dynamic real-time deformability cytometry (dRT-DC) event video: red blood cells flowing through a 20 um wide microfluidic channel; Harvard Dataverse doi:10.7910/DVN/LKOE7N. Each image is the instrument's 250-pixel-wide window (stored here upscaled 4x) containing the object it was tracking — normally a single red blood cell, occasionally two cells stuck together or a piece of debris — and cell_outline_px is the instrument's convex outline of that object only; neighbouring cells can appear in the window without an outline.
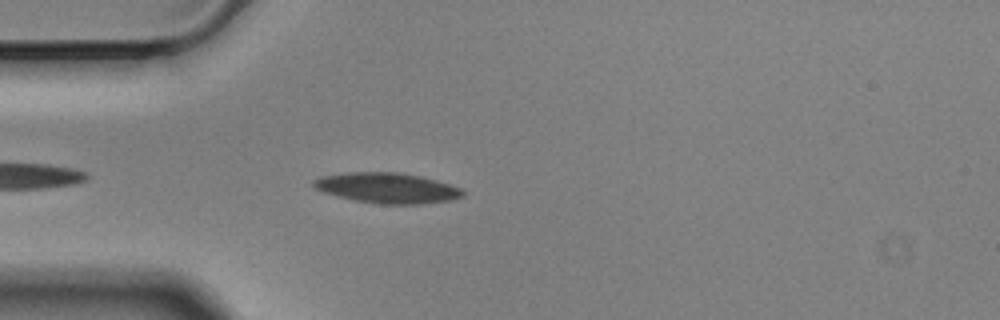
{"species": "Egyptian fruit bat (a non-hibernating species)", "species_latin": "Rousettus aegyptiacus", "temperature_condition": "cold", "stored_images_in_passage": 29, "camera_frame_rate_fps": 3000, "um_per_image_px": 0.085, "animal": {"sex": "male"}, "frame": {"image": 1, "passage_image": 4, "time_ms": 1.0, "image_size_px": [1000, 320], "cell_outline_px": [[464, 196], [452, 200], [424, 204], [380, 204], [356, 200], [336, 196], [324, 192], [316, 188], [312, 184], [312, 180], [320, 176], [348, 172], [396, 172], [420, 176], [436, 180], [460, 188], [464, 192]], "centroid_in_image_um": [32.91, 15.98], "position_along_channel_um": 52.1, "area_um2": 26.41}}
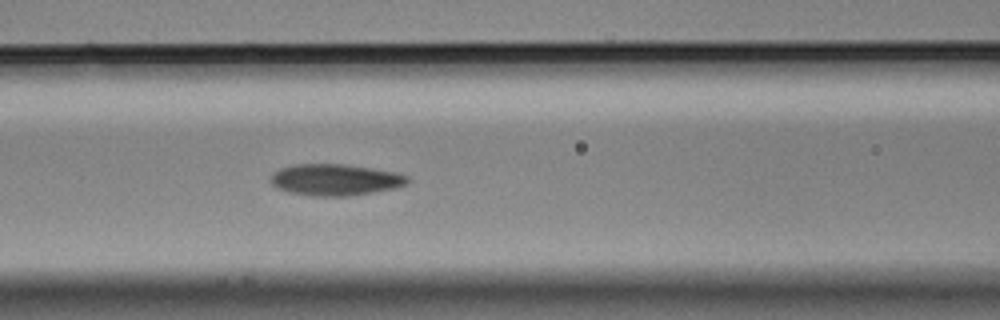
{"frame": {"image": 2, "passage_image": 12, "time_ms": 3.667, "image_size_px": [1000, 320], "cell_outline_px": [[408, 184], [396, 188], [348, 196], [312, 196], [288, 192], [276, 188], [272, 184], [272, 176], [280, 168], [296, 164], [344, 164], [372, 168], [396, 172], [408, 176]], "centroid_in_image_um": [28.52, 15.28], "position_along_channel_um": 138.1, "area_um2": 25.03}}
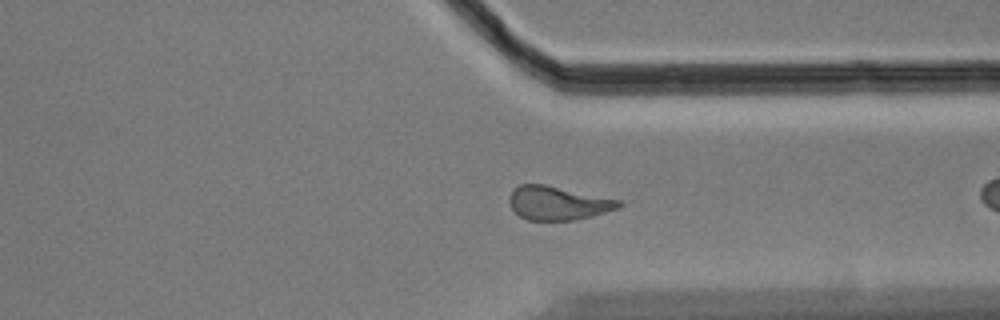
{"frame": {"image": 3, "passage_image": 28, "time_ms": 9.0, "image_size_px": [1000, 320], "cell_outline_px": [[624, 204], [620, 208], [592, 216], [572, 220], [528, 220], [520, 216], [512, 208], [508, 200], [508, 196], [512, 188], [520, 184], [544, 184], [620, 200]], "centroid_in_image_um": [47.41, 17.25], "position_along_channel_um": 364.0, "area_um2": 21.56}}